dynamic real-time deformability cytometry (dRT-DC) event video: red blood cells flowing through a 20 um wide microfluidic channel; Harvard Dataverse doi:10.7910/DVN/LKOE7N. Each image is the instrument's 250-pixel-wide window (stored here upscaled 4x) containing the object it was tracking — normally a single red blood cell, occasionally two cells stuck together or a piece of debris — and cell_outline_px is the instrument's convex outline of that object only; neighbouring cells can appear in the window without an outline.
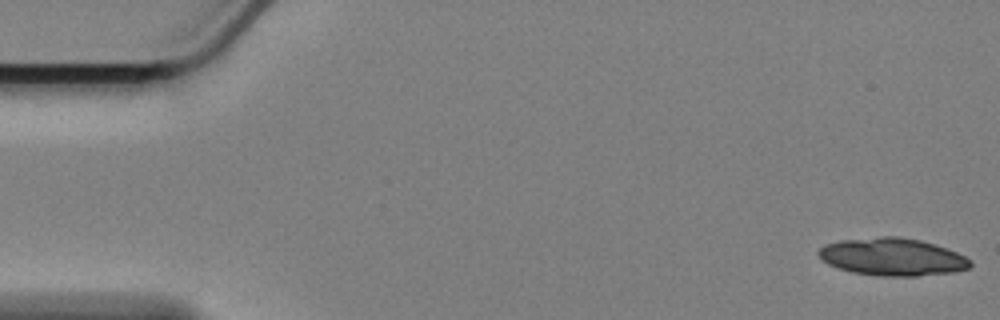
{"species": "Egyptian fruit bat (a non-hibernating species)", "species_latin": "Rousettus aegyptiacus", "temperature_condition": "cold", "stored_images_in_passage": 22, "camera_frame_rate_fps": 3000, "um_per_image_px": 0.085, "animal": {"sex": "female"}, "frame": {"image": 1, "passage_image": 1, "time_ms": 0.0, "image_size_px": [1000, 320], "cell_outline_px": [[972, 264], [968, 268], [952, 272], [916, 276], [876, 276], [852, 272], [836, 268], [820, 260], [816, 252], [824, 244], [840, 240], [880, 236], [896, 236], [920, 240], [956, 252], [972, 260]], "centroid_in_image_um": [75.78, 21.84], "position_along_channel_um": 9.2, "area_um2": 33.35}}